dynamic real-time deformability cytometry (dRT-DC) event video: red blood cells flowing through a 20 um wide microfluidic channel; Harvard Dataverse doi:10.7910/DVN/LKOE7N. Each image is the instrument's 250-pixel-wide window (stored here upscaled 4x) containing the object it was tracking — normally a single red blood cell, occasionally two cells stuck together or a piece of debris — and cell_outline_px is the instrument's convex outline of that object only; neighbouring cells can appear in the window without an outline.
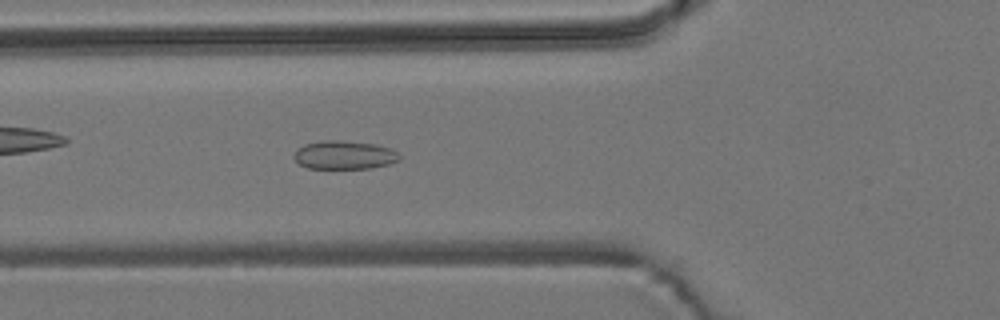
{"species": "common noctule bat (a hibernating species)", "species_latin": "Nyctalus noctula", "temperature_condition": "room temperature", "stored_images_in_passage": 54, "camera_frame_rate_fps": 3000, "um_per_image_px": 0.085, "animal": {"sex": "male", "body_mass_g": 19.2, "forearm_length_mm": 51.8}, "frame": {"image": 1, "passage_image": 19, "time_ms": 6.0, "image_size_px": [1000, 320], "cell_outline_px": [[400, 160], [388, 164], [372, 168], [308, 168], [300, 164], [292, 156], [296, 148], [304, 144], [324, 140], [340, 140], [376, 144], [392, 148], [400, 156]], "centroid_in_image_um": [29.25, 13.16], "position_along_channel_um": 96.5, "area_um2": 17.63}}
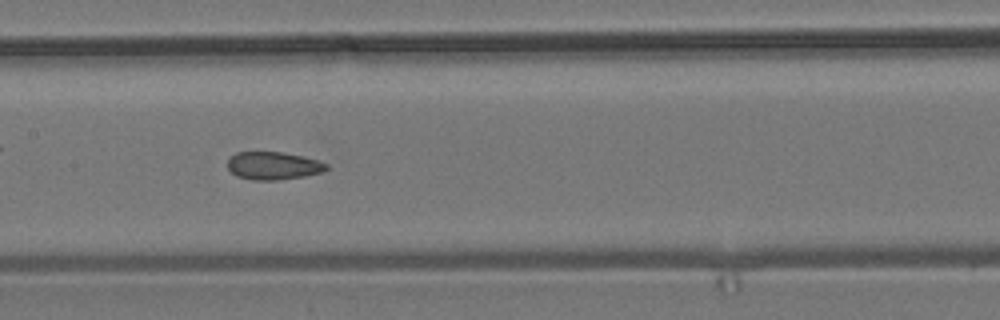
{"frame": {"image": 2, "passage_image": 26, "time_ms": 8.333, "image_size_px": [1000, 320], "cell_outline_px": [[328, 168], [324, 172], [304, 176], [280, 180], [252, 180], [236, 176], [228, 168], [228, 160], [236, 152], [280, 152], [300, 156], [316, 160], [328, 164]], "centroid_in_image_um": [23.23, 14.1], "position_along_channel_um": 184.2, "area_um2": 15.95}}
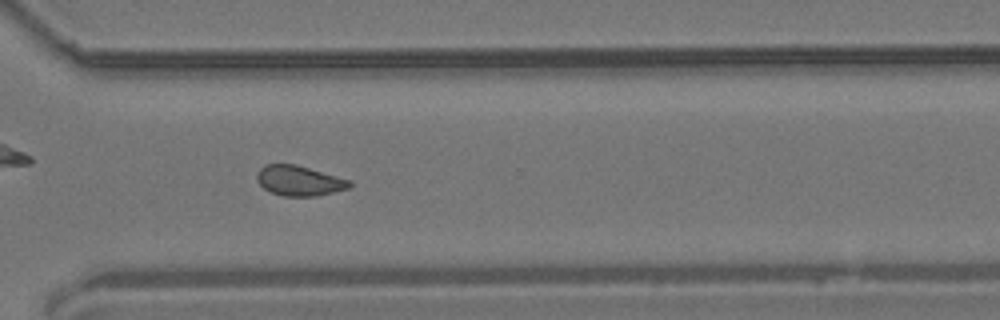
{"frame": {"image": 3, "passage_image": 39, "time_ms": 12.667, "image_size_px": [1000, 320], "cell_outline_px": [[352, 188], [316, 196], [284, 196], [268, 192], [256, 180], [256, 172], [264, 164], [296, 164], [352, 180]], "centroid_in_image_um": [25.44, 15.36], "position_along_channel_um": 345.2, "area_um2": 16.59}, "authors_computed_cell_mechanics": {"area_um2": 16.5886, "velocity_mm_per_s": 3.7285, "shape_relaxation_time_tau1_ms": null, "shape_relaxation_time_tau2_ms": 1.6483, "deformation_change_tau1": null, "deformation_change_tau2": 0.0535}}